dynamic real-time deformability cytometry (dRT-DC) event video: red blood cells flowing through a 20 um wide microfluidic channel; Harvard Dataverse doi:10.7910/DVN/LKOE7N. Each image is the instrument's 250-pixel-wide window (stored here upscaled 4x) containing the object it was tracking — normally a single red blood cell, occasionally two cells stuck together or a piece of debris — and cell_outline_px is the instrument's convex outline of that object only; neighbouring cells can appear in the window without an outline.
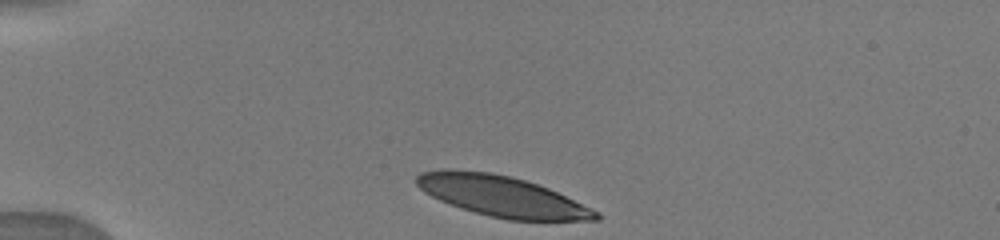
{"species": "human", "species_latin": "Homo sapiens", "temperature_condition": "warm", "stored_images_in_passage": 2, "camera_frame_rate_fps": 3000, "um_per_image_px": 0.085, "donor": {"sex": "male"}, "frame": {"image": 1, "passage_image": 1, "time_ms": 0.0, "image_size_px": [1000, 240], "cell_outline_px": [[600, 220], [508, 220], [460, 208], [440, 200], [424, 192], [416, 184], [416, 176], [420, 172], [440, 168], [452, 168], [488, 172], [512, 176], [548, 188], [592, 208], [600, 212]], "centroid_in_image_um": [42.63, 16.66], "position_along_channel_um": 42.4, "area_um2": 42.48}}